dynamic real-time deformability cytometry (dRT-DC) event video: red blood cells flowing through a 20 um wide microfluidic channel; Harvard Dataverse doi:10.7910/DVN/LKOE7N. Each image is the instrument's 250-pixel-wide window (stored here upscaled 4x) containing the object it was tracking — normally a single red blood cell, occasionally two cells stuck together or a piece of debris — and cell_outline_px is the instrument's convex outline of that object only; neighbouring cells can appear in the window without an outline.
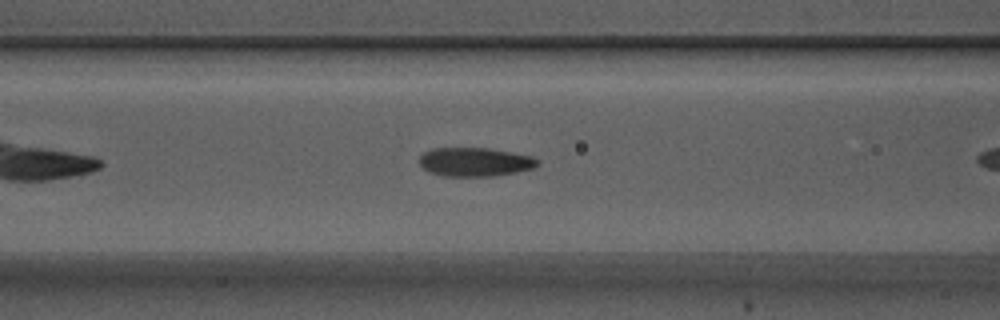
{"species": "Egyptian fruit bat (a non-hibernating species)", "species_latin": "Rousettus aegyptiacus", "temperature_condition": "warm", "stored_images_in_passage": 7, "camera_frame_rate_fps": 3000, "um_per_image_px": 0.085, "animal": {"sex": "male"}, "frame": {"image": 1, "passage_image": 5, "time_ms": 1.333, "image_size_px": [1000, 320], "cell_outline_px": [[540, 164], [532, 168], [516, 172], [492, 176], [444, 176], [428, 172], [420, 164], [420, 156], [424, 152], [432, 148], [488, 148], [512, 152], [532, 156], [540, 160]], "centroid_in_image_um": [40.38, 13.76], "position_along_channel_um": 126.2, "area_um2": 19.88}}